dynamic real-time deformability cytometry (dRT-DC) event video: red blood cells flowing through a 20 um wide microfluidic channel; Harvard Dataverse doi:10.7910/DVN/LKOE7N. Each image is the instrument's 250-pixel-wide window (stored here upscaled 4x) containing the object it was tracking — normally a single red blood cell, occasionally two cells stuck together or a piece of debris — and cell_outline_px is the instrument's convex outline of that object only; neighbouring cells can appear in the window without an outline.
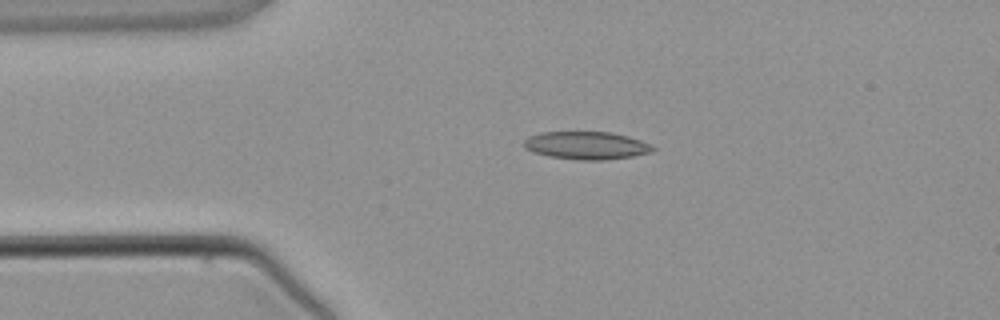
{"species": "common noctule bat (a hibernating species)", "species_latin": "Nyctalus noctula", "temperature_condition": "warm", "stored_images_in_passage": 4, "camera_frame_rate_fps": 3000, "um_per_image_px": 0.085, "animal": {"sex": "male", "body_mass_g": 21.5, "forearm_length_mm": 52.0}, "frame": {"image": 1, "passage_image": 3, "time_ms": 2.333, "image_size_px": [1000, 320], "cell_outline_px": [[656, 148], [652, 152], [632, 156], [604, 160], [576, 160], [548, 156], [532, 152], [524, 148], [524, 140], [528, 136], [540, 132], [608, 132], [628, 136], [640, 140]], "centroid_in_image_um": [49.8, 12.37], "position_along_channel_um": 35.2, "area_um2": 20.92}}
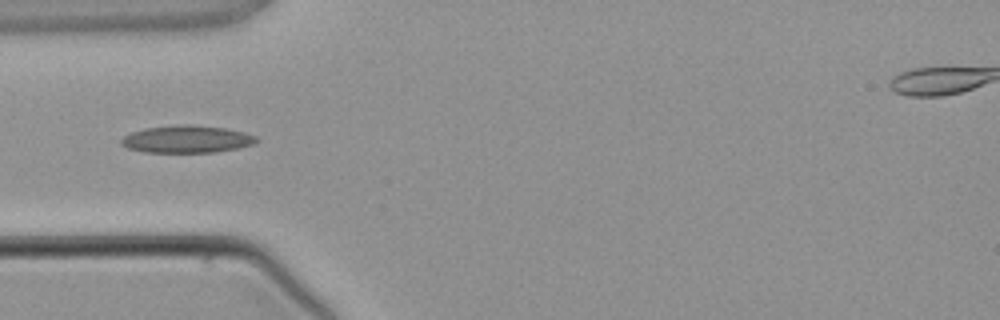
{"frame": {"image": 2, "passage_image": 4, "time_ms": 3.667, "image_size_px": [1000, 320], "cell_outline_px": [[260, 140], [252, 144], [236, 148], [216, 152], [144, 152], [128, 148], [120, 144], [120, 140], [124, 136], [132, 132], [144, 128], [180, 124], [192, 124], [224, 128], [244, 132], [256, 136]], "centroid_in_image_um": [15.86, 11.82], "position_along_channel_um": 69.1, "area_um2": 21.56}}